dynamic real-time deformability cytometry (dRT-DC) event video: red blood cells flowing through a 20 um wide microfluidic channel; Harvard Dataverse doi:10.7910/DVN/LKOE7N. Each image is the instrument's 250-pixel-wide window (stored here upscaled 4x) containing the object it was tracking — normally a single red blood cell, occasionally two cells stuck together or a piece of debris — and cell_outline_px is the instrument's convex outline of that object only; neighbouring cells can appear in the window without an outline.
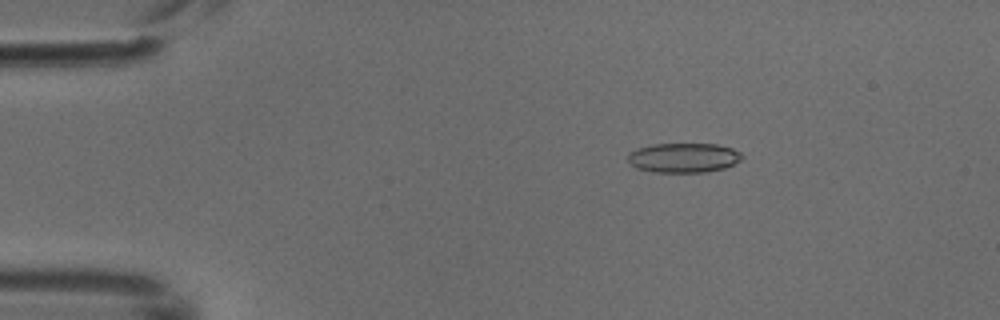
{"species": "common noctule bat (a hibernating species)", "species_latin": "Nyctalus noctula", "temperature_condition": "cold", "stored_images_in_passage": 7, "camera_frame_rate_fps": 3000, "um_per_image_px": 0.085, "animal": {"sex": "male", "body_mass_g": 18.8}, "frame": {"image": 1, "passage_image": 2, "time_ms": 0.333, "image_size_px": [1000, 320], "cell_outline_px": [[744, 156], [740, 160], [724, 168], [708, 172], [652, 172], [636, 168], [628, 160], [628, 152], [636, 148], [652, 144], [716, 144], [732, 148], [740, 152]], "centroid_in_image_um": [58.08, 13.4], "position_along_channel_um": 26.9, "area_um2": 19.77}}
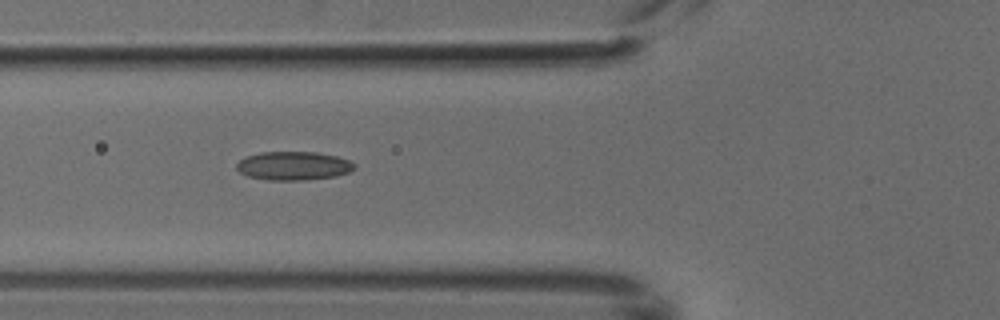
{"frame": {"image": 2, "passage_image": 5, "time_ms": 1.333, "image_size_px": [1000, 320], "cell_outline_px": [[356, 168], [348, 172], [336, 176], [308, 180], [268, 180], [248, 176], [240, 172], [236, 168], [236, 164], [244, 156], [260, 152], [316, 152], [336, 156], [348, 160], [356, 164]], "centroid_in_image_um": [24.94, 14.09], "position_along_channel_um": 100.9, "area_um2": 19.77}}
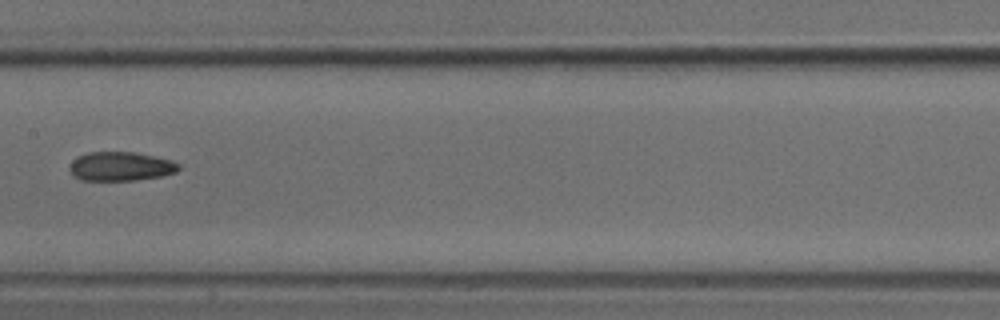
{"frame": {"image": 3, "passage_image": 7, "time_ms": 2.0, "image_size_px": [1000, 320], "cell_outline_px": [[180, 168], [176, 172], [160, 176], [136, 180], [80, 180], [68, 168], [72, 160], [76, 156], [88, 152], [136, 152], [172, 160], [180, 164]], "centroid_in_image_um": [10.26, 14.13], "position_along_channel_um": 197.1, "area_um2": 18.5}}